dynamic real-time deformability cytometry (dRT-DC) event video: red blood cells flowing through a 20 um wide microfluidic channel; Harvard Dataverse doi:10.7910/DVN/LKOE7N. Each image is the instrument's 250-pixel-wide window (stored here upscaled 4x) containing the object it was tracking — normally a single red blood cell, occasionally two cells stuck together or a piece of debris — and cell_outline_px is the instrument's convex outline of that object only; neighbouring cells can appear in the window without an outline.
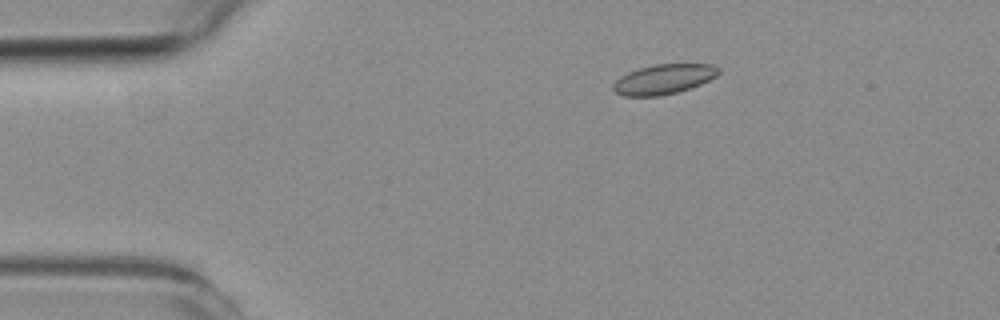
{"species": "common noctule bat (a hibernating species)", "species_latin": "Nyctalus noctula", "temperature_condition": "room temperature", "stored_images_in_passage": 5, "camera_frame_rate_fps": 3000, "um_per_image_px": 0.085, "animal": {"sex": "female", "body_mass_g": 19.3, "forearm_length_mm": 54.1}, "frame": {"image": 1, "passage_image": 3, "time_ms": 2.333, "image_size_px": [1000, 320], "cell_outline_px": [[720, 72], [716, 76], [700, 84], [676, 92], [660, 96], [624, 96], [616, 92], [612, 88], [612, 84], [620, 76], [628, 72], [640, 68], [656, 64], [712, 64], [720, 68]], "centroid_in_image_um": [56.4, 6.73], "position_along_channel_um": 28.6, "area_um2": 18.21}}
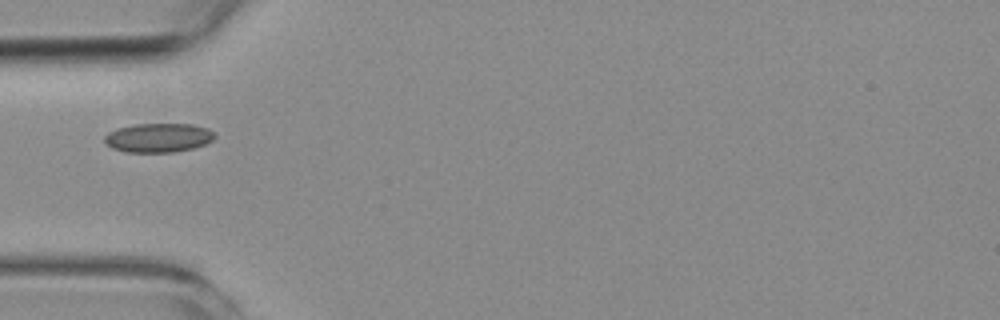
{"frame": {"image": 2, "passage_image": 5, "time_ms": 5.0, "image_size_px": [1000, 320], "cell_outline_px": [[216, 136], [212, 140], [204, 144], [192, 148], [172, 152], [124, 152], [112, 148], [104, 140], [104, 136], [108, 132], [116, 128], [136, 124], [192, 124], [208, 128]], "centroid_in_image_um": [13.43, 11.7], "position_along_channel_um": 71.6, "area_um2": 18.61}}